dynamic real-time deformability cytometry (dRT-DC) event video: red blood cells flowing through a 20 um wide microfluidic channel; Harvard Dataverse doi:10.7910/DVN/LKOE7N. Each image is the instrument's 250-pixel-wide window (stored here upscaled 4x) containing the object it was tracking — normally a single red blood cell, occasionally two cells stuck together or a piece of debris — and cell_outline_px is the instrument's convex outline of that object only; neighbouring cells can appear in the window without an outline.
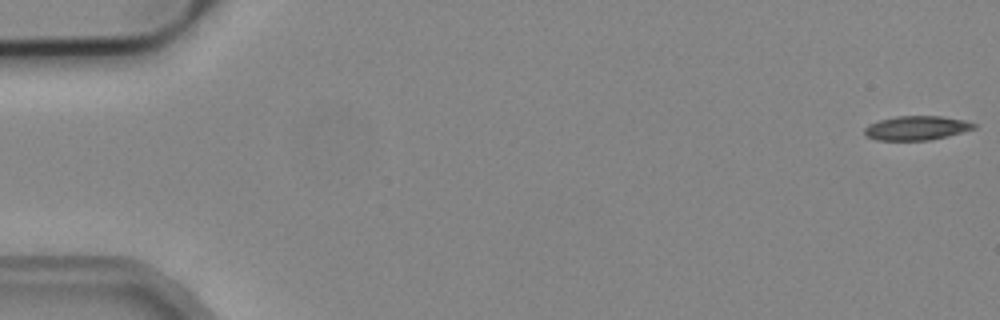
{"species": "common noctule bat (a hibernating species)", "species_latin": "Nyctalus noctula", "temperature_condition": "cold", "stored_images_in_passage": 5, "camera_frame_rate_fps": 3000, "um_per_image_px": 0.085, "animal": {"sex": "male", "body_mass_g": 19.2, "forearm_length_mm": 51.8}, "frame": {"image": 1, "passage_image": 1, "time_ms": 0.0, "image_size_px": [1000, 320], "cell_outline_px": [[976, 128], [928, 140], [876, 140], [868, 136], [864, 132], [864, 128], [868, 124], [880, 120], [896, 116], [940, 116], [964, 120], [976, 124]], "centroid_in_image_um": [77.87, 10.87], "position_along_channel_um": 7.1, "area_um2": 15.14}}
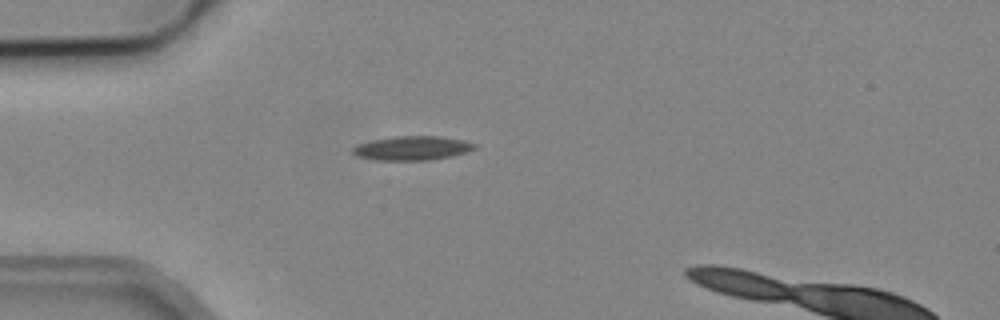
{"frame": {"image": 2, "passage_image": 5, "time_ms": 1.333, "image_size_px": [1000, 320], "cell_outline_px": [[476, 148], [468, 152], [452, 156], [428, 160], [376, 160], [356, 156], [352, 152], [352, 148], [356, 144], [372, 140], [392, 136], [440, 136], [464, 140], [476, 144]], "centroid_in_image_um": [35.03, 12.59], "position_along_channel_um": 50.0, "area_um2": 17.28}}